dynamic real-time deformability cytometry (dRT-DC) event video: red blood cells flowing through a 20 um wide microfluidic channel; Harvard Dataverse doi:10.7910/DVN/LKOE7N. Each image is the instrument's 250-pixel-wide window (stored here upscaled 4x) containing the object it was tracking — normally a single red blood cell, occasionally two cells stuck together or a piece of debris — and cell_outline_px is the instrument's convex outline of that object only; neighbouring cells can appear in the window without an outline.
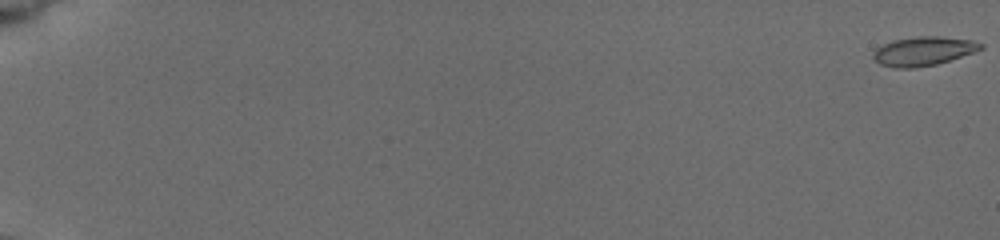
{"species": "common noctule bat (a hibernating species)", "species_latin": "Nyctalus noctula", "temperature_condition": "cold", "stored_images_in_passage": 9, "camera_frame_rate_fps": 3000, "um_per_image_px": 0.085, "animal": {"sex": "female", "body_mass_g": 19.5, "forearm_length_mm": 54.1}, "frame": {"image": 1, "passage_image": 1, "time_ms": 0.0, "image_size_px": [1000, 240], "cell_outline_px": [[984, 48], [976, 52], [936, 64], [916, 68], [892, 68], [880, 64], [872, 56], [872, 52], [876, 48], [892, 40], [916, 36], [940, 36], [972, 40], [984, 44]], "centroid_in_image_um": [78.49, 4.34], "position_along_channel_um": 6.5, "area_um2": 18.38}}
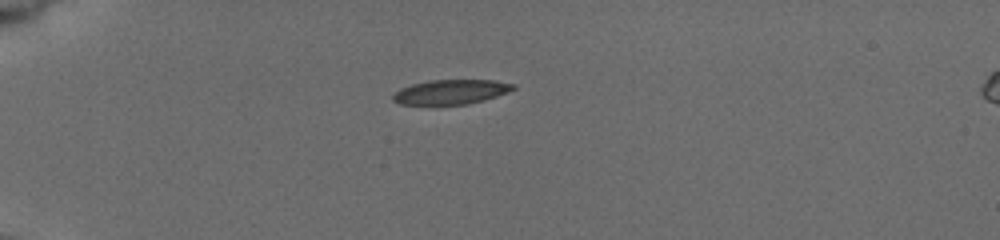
{"frame": {"image": 2, "passage_image": 7, "time_ms": 5.667, "image_size_px": [1000, 240], "cell_outline_px": [[516, 88], [508, 92], [484, 100], [468, 104], [400, 104], [392, 100], [392, 92], [400, 88], [412, 84], [428, 80], [496, 80], [516, 84]], "centroid_in_image_um": [38.32, 7.8], "position_along_channel_um": 46.7, "area_um2": 17.34}}
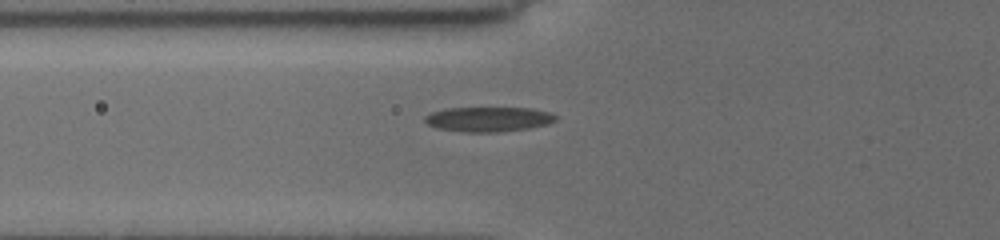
{"frame": {"image": 3, "passage_image": 9, "time_ms": 7.667, "image_size_px": [1000, 240], "cell_outline_px": [[556, 120], [548, 124], [528, 128], [496, 132], [468, 132], [440, 128], [428, 124], [424, 120], [424, 116], [432, 112], [448, 108], [532, 108], [552, 112], [556, 116]], "centroid_in_image_um": [41.56, 10.12], "position_along_channel_um": 84.2, "area_um2": 18.73}}